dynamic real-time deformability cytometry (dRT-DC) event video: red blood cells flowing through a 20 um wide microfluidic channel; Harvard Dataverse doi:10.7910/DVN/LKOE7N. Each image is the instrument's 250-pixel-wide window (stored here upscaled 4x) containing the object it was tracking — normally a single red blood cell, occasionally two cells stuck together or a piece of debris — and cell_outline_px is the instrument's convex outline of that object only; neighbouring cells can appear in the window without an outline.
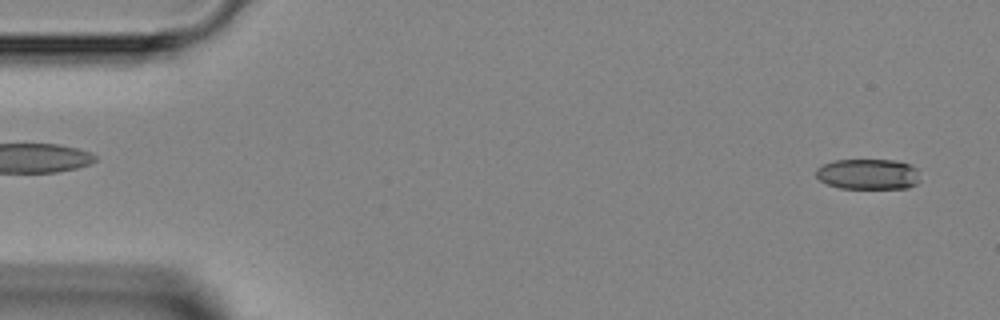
{"species": "Egyptian fruit bat (a non-hibernating species)", "species_latin": "Rousettus aegyptiacus", "temperature_condition": "room temperature", "stored_images_in_passage": 46, "camera_frame_rate_fps": 3000, "um_per_image_px": 0.085, "animal": {"sex": "female"}, "frame": {"image": 1, "passage_image": 2, "time_ms": 0.333, "image_size_px": [1000, 320], "cell_outline_px": [[920, 180], [916, 184], [908, 188], [840, 188], [828, 184], [820, 180], [816, 176], [816, 168], [824, 164], [836, 160], [896, 160], [908, 164], [916, 168]], "centroid_in_image_um": [73.8, 14.8], "position_along_channel_um": 11.2, "area_um2": 18.5}}
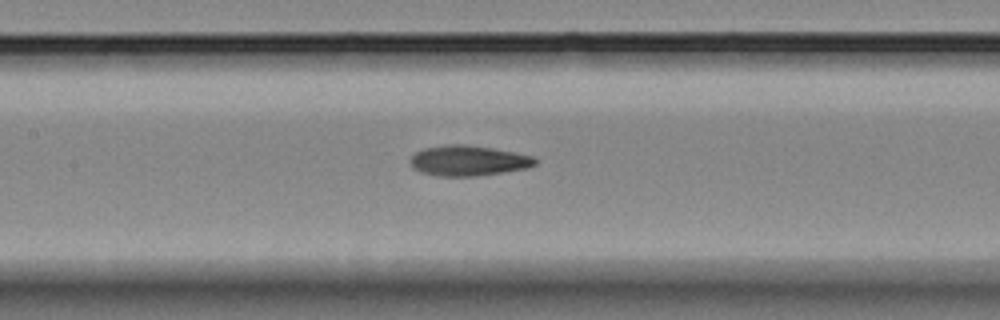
{"frame": {"image": 2, "passage_image": 21, "time_ms": 6.667, "image_size_px": [1000, 320], "cell_outline_px": [[536, 164], [528, 168], [472, 176], [440, 176], [424, 172], [412, 168], [408, 160], [416, 152], [424, 148], [444, 144], [468, 144], [516, 152], [532, 156], [536, 160]], "centroid_in_image_um": [39.78, 13.63], "position_along_channel_um": 167.6, "area_um2": 22.02}}
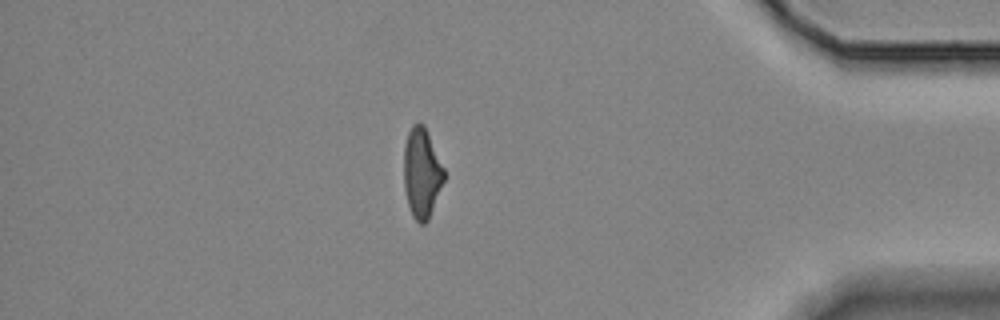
{"frame": {"image": 3, "passage_image": 40, "time_ms": 13.0, "image_size_px": [1000, 320], "cell_outline_px": [[444, 180], [428, 220], [424, 224], [420, 224], [412, 216], [408, 204], [404, 188], [404, 144], [408, 132], [412, 124], [424, 124], [444, 168]], "centroid_in_image_um": [35.84, 14.7], "position_along_channel_um": 399.4, "area_um2": 20.92}}